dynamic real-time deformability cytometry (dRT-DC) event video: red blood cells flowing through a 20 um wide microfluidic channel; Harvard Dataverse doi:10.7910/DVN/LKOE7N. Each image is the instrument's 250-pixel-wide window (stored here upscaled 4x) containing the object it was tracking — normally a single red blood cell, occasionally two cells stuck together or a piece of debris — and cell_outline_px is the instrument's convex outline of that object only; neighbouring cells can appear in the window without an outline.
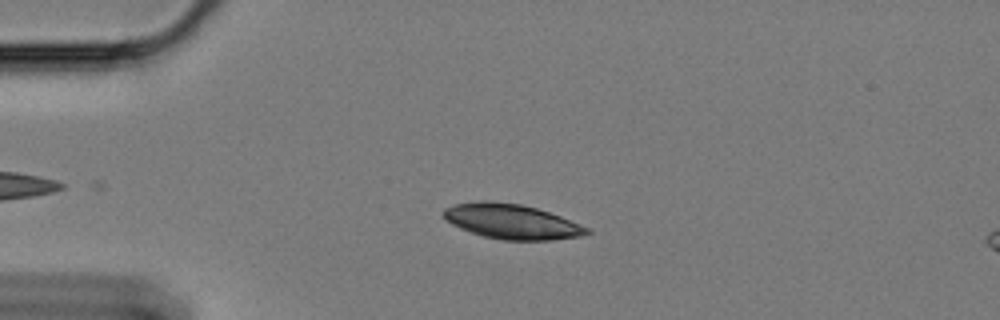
{"species": "Egyptian fruit bat (a non-hibernating species)", "species_latin": "Rousettus aegyptiacus", "temperature_condition": "cold", "stored_images_in_passage": 50, "camera_frame_rate_fps": 3000, "um_per_image_px": 0.085, "animal": {"sex": "female"}, "frame": {"image": 1, "passage_image": 12, "time_ms": 3.667, "image_size_px": [1000, 320], "cell_outline_px": [[592, 232], [580, 236], [552, 240], [500, 240], [484, 236], [460, 228], [444, 220], [444, 208], [456, 204], [480, 200], [488, 200], [520, 204], [536, 208], [560, 216], [580, 224], [588, 228]], "centroid_in_image_um": [43.48, 18.83], "position_along_channel_um": 41.5, "area_um2": 29.02}}
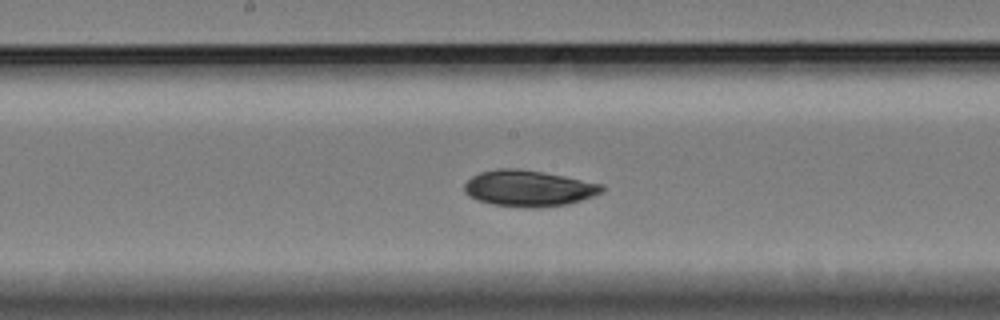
{"frame": {"image": 2, "passage_image": 29, "time_ms": 9.333, "image_size_px": [1000, 320], "cell_outline_px": [[604, 188], [600, 192], [592, 196], [568, 204], [540, 208], [524, 208], [492, 204], [476, 200], [468, 196], [464, 192], [464, 184], [472, 176], [480, 172], [500, 168], [520, 168], [544, 172], [604, 184]], "centroid_in_image_um": [44.9, 16.01], "position_along_channel_um": 203.3, "area_um2": 29.19}}
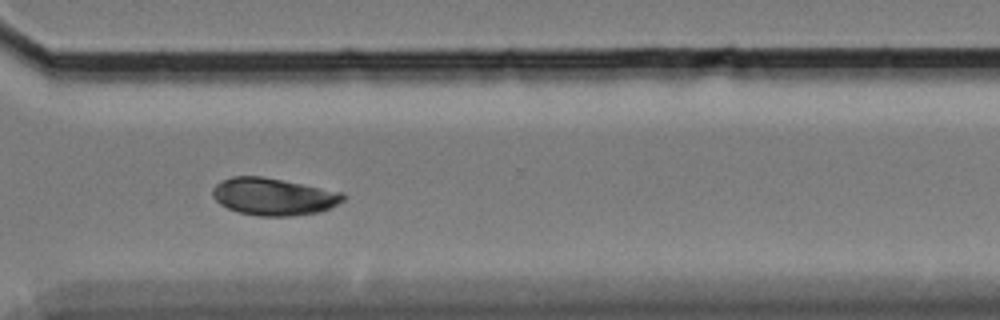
{"frame": {"image": 3, "passage_image": 42, "time_ms": 13.667, "image_size_px": [1000, 320], "cell_outline_px": [[344, 200], [332, 208], [320, 212], [296, 216], [260, 216], [240, 212], [228, 208], [220, 204], [212, 196], [212, 188], [216, 184], [232, 176], [260, 176], [344, 192]], "centroid_in_image_um": [23.27, 16.72], "position_along_channel_um": 347.3, "area_um2": 28.32}, "authors_computed_cell_mechanics": {"area_um2": 28.322, "velocity_mm_per_s": 3.3302, "shape_relaxation_time_tau1_ms": 3.1402, "shape_relaxation_time_tau2_ms": 3.5287, "deformation_change_tau1": 0.092, "deformation_change_tau2": 0.0409}}